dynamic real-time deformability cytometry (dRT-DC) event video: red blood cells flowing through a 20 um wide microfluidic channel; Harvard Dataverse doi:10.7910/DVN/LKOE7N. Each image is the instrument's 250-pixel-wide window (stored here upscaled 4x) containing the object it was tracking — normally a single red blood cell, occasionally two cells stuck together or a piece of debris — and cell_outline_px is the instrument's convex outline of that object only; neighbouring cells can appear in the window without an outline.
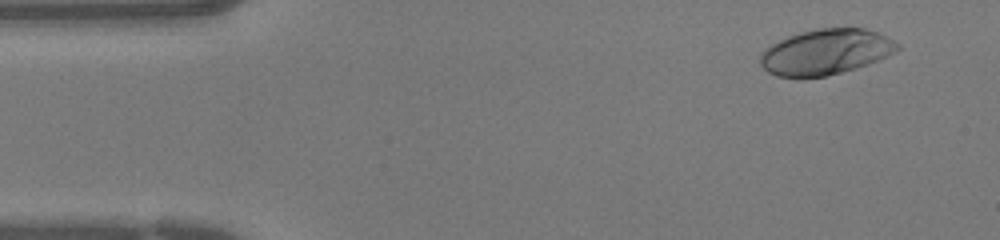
{"species": "human", "species_latin": "Homo sapiens", "temperature_condition": "warm", "stored_images_in_passage": 43, "camera_frame_rate_fps": 3000, "um_per_image_px": 0.085, "donor": {"sex": "female"}, "frame": {"image": 1, "passage_image": 3, "time_ms": 0.667, "image_size_px": [1000, 240], "cell_outline_px": [[900, 48], [896, 52], [868, 64], [856, 68], [824, 76], [776, 76], [768, 72], [760, 64], [760, 52], [764, 48], [788, 36], [800, 32], [816, 28], [864, 28], [888, 36], [900, 44]], "centroid_in_image_um": [70.2, 4.39], "position_along_channel_um": 14.8, "area_um2": 36.24}}
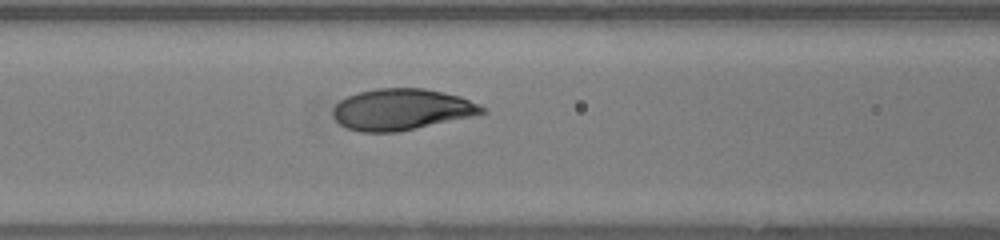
{"frame": {"image": 2, "passage_image": 17, "time_ms": 5.333, "image_size_px": [1000, 240], "cell_outline_px": [[488, 112], [472, 116], [416, 128], [396, 132], [360, 132], [348, 128], [340, 124], [332, 116], [332, 108], [340, 100], [348, 96], [360, 92], [376, 88], [424, 88], [460, 96], [480, 104], [488, 108]], "centroid_in_image_um": [34.15, 9.3], "position_along_channel_um": 132.5, "area_um2": 35.89}}
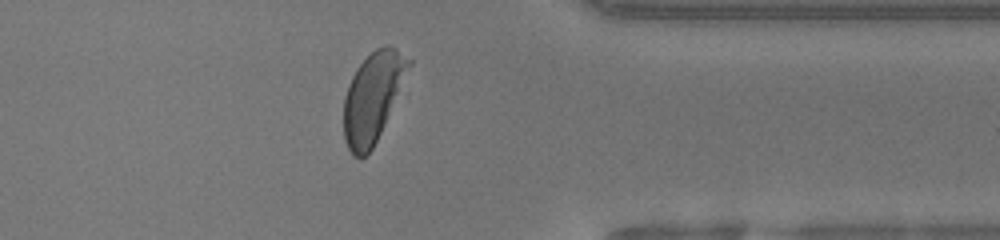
{"frame": {"image": 3, "passage_image": 34, "time_ms": 11.0, "image_size_px": [1000, 240], "cell_outline_px": [[412, 64], [384, 124], [372, 148], [360, 160], [352, 156], [344, 140], [344, 96], [348, 84], [356, 68], [376, 48], [396, 48], [412, 60]], "centroid_in_image_um": [31.66, 8.29], "position_along_channel_um": 379.7, "area_um2": 33.29}}